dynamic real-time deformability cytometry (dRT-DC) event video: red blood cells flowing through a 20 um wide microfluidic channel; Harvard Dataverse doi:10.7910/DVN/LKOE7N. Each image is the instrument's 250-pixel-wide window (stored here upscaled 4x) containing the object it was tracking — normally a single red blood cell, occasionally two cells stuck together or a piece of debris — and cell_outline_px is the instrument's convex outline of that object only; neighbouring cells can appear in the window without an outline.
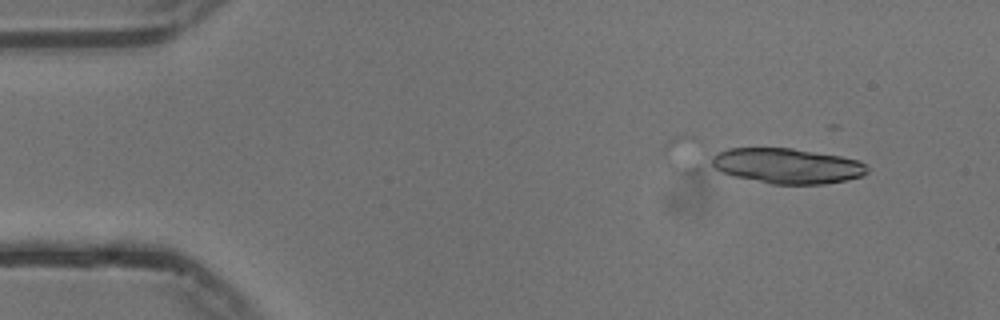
{"species": "common noctule bat (a hibernating species)", "species_latin": "Nyctalus noctula", "temperature_condition": "cold", "stored_images_in_passage": 13, "camera_frame_rate_fps": 3000, "um_per_image_px": 0.085, "animal": {"sex": "male", "body_mass_g": 13.3}, "frame": {"image": 1, "passage_image": 5, "time_ms": 1.333, "image_size_px": [1000, 320], "cell_outline_px": [[868, 172], [864, 176], [824, 184], [772, 184], [732, 176], [720, 172], [712, 168], [712, 152], [728, 148], [792, 148], [840, 156], [860, 160], [868, 164]], "centroid_in_image_um": [66.88, 14.09], "position_along_channel_um": 18.1, "area_um2": 32.43}}